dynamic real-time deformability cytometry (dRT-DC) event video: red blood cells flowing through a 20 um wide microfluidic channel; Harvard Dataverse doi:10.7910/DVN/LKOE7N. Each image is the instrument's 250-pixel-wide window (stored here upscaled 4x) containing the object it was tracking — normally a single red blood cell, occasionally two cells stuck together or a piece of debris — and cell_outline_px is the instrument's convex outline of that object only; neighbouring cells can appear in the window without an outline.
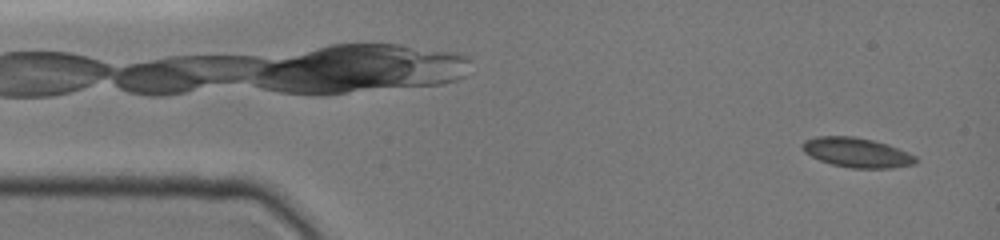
{"species": "common noctule bat (a hibernating species)", "species_latin": "Nyctalus noctula", "temperature_condition": "cold", "stored_images_in_passage": 35, "camera_frame_rate_fps": 3000, "um_per_image_px": 0.085, "animal": {"sex": "female", "body_mass_g": 19.0, "forearm_length_mm": 51.5}, "frame": {"image": 1, "passage_image": 1, "time_ms": 0.0, "image_size_px": [1000, 240], "cell_outline_px": [[920, 160], [916, 164], [892, 168], [852, 168], [832, 164], [820, 160], [804, 152], [800, 148], [800, 144], [804, 140], [816, 136], [852, 136], [872, 140], [888, 144], [916, 156]], "centroid_in_image_um": [72.83, 12.96], "position_along_channel_um": 12.2, "area_um2": 19.71}}
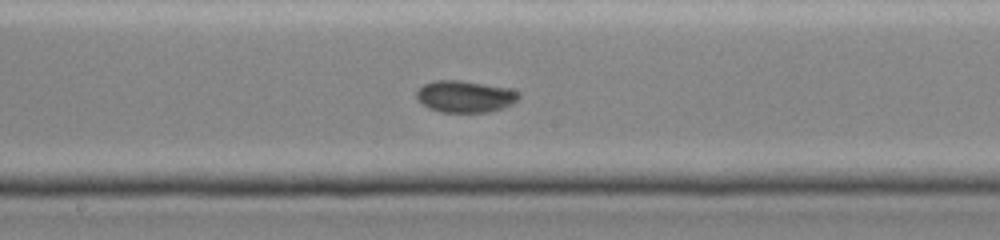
{"frame": {"image": 2, "passage_image": 20, "time_ms": 7.667, "image_size_px": [1000, 240], "cell_outline_px": [[520, 96], [512, 104], [504, 108], [488, 112], [440, 112], [428, 108], [420, 104], [416, 100], [416, 92], [424, 84], [436, 80], [460, 80], [512, 88], [520, 92]], "centroid_in_image_um": [39.53, 8.2], "position_along_channel_um": 208.7, "area_um2": 19.25}}
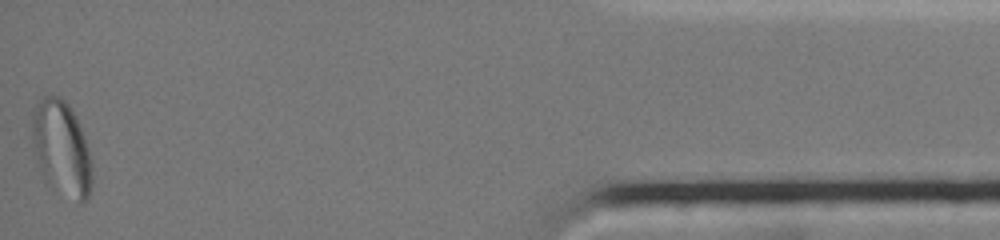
{"frame": {"image": 3, "passage_image": 35, "time_ms": 15.333, "image_size_px": [1000, 240], "cell_outline_px": [[92, 184], [88, 200], [84, 204], [80, 204], [48, 180], [44, 176], [36, 164], [32, 148], [32, 108], [44, 96], [60, 96], [68, 104], [76, 116], [84, 136], [88, 148], [92, 164]], "centroid_in_image_um": [5.23, 12.58], "position_along_channel_um": 430.0, "area_um2": 33.18}, "authors_computed_cell_mechanics": {"area_um2": 19.2474, "velocity_mm_per_s": 3.8383, "shape_relaxation_time_tau1_ms": 4.4684, "shape_relaxation_time_tau2_ms": null, "deformation_change_tau1": 0.0968, "deformation_change_tau2": null}}